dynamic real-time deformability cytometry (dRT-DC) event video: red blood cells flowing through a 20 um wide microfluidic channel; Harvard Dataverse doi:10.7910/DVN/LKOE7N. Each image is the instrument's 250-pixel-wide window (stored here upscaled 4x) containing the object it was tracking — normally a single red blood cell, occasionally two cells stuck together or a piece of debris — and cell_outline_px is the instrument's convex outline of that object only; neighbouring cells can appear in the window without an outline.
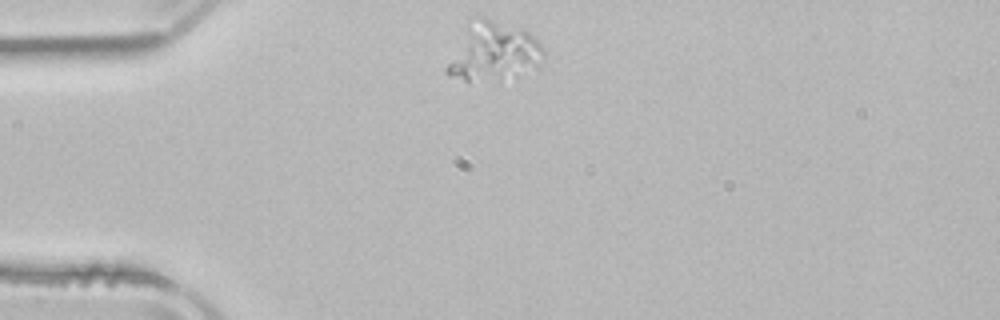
{"species": "common noctule bat (a hibernating species)", "species_latin": "Nyctalus noctula", "temperature_condition": "room temperature", "stored_images_in_passage": 41, "camera_frame_rate_fps": 3000, "um_per_image_px": 0.085, "animal": {"sex": "male", "body_mass_g": 21.5, "forearm_length_mm": 52.0}, "frame": {"image": 1, "passage_image": 1, "time_ms": 0.0, "image_size_px": [1000, 320], "cell_outline_px": [[544, 56], [540, 68], [468, 80], [464, 80], [448, 76], [444, 72], [444, 68], [468, 20], [472, 16], [484, 16], [524, 28], [544, 48]], "centroid_in_image_um": [41.9, 4.27], "position_along_channel_um": 43.1, "area_um2": 32.37}}
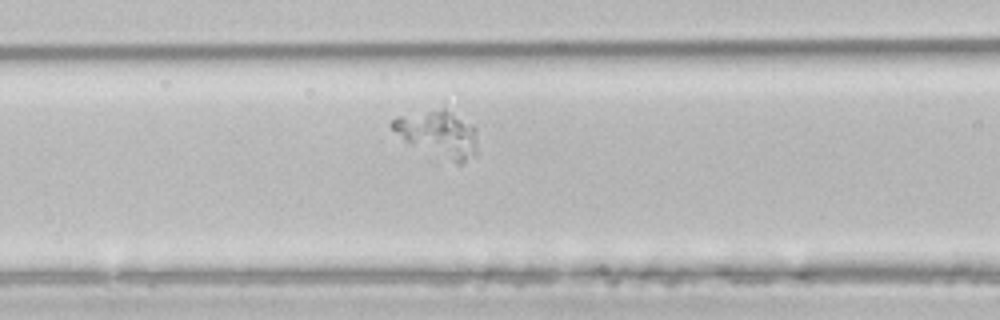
{"frame": {"image": 2, "passage_image": 10, "time_ms": 3.0, "image_size_px": [1000, 320], "cell_outline_px": [[476, 156], [460, 164], [456, 164], [412, 144], [404, 140], [388, 124], [396, 116], [444, 108], [472, 124], [476, 128]], "centroid_in_image_um": [37.28, 11.38], "position_along_channel_um": 129.3, "area_um2": 22.77}}
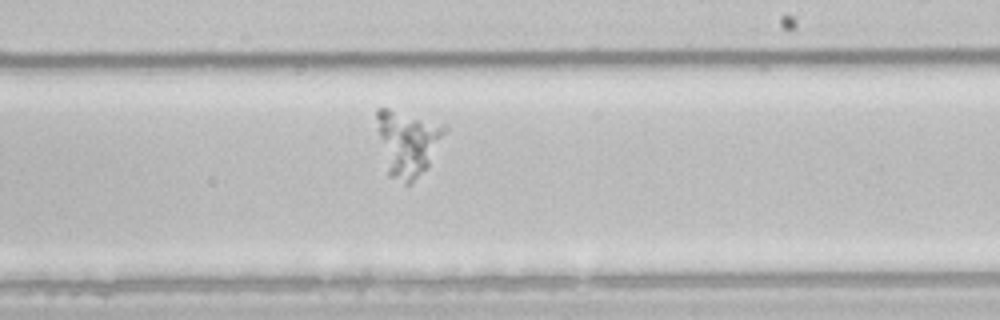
{"frame": {"image": 3, "passage_image": 20, "time_ms": 6.333, "image_size_px": [1000, 320], "cell_outline_px": [[448, 128], [428, 168], [408, 184], [404, 184], [388, 176], [376, 116], [376, 108], [388, 108], [448, 124]], "centroid_in_image_um": [34.7, 12.13], "position_along_channel_um": 254.3, "area_um2": 25.95}}